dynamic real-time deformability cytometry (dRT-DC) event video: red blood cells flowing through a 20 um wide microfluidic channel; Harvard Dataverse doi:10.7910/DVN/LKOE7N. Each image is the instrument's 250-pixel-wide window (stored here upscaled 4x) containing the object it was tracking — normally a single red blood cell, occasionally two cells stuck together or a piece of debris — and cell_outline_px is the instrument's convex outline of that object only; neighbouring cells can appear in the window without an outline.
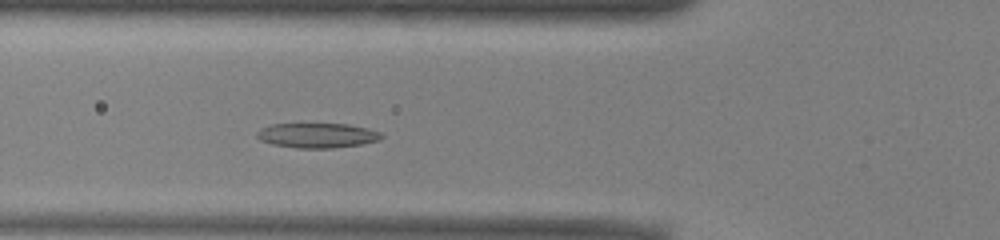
{"species": "common noctule bat (a hibernating species)", "species_latin": "Nyctalus noctula", "temperature_condition": "warm", "stored_images_in_passage": 35, "camera_frame_rate_fps": 3000, "um_per_image_px": 0.085, "animal": {"sex": "male", "body_mass_g": 13.0, "forearm_length_mm": 53.1}, "frame": {"image": 1, "passage_image": 11, "time_ms": 3.333, "image_size_px": [1000, 240], "cell_outline_px": [[384, 136], [380, 140], [360, 144], [332, 148], [296, 148], [272, 144], [260, 140], [256, 136], [256, 132], [260, 128], [272, 124], [348, 124], [368, 128], [380, 132]], "centroid_in_image_um": [26.95, 11.51], "position_along_channel_um": 98.8, "area_um2": 18.03}}
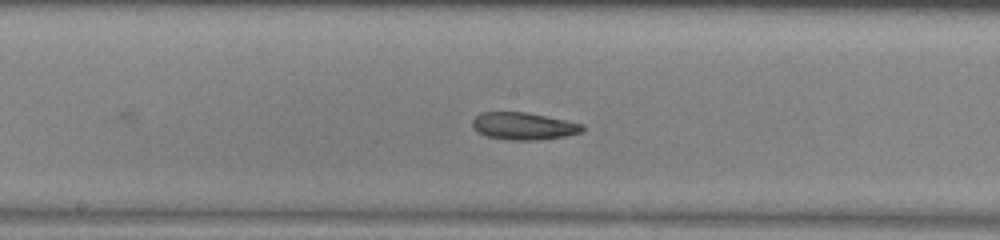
{"frame": {"image": 2, "passage_image": 19, "time_ms": 6.0, "image_size_px": [1000, 240], "cell_outline_px": [[584, 128], [580, 132], [564, 136], [540, 140], [512, 140], [488, 136], [476, 132], [472, 128], [472, 120], [480, 112], [528, 112], [584, 124]], "centroid_in_image_um": [44.47, 10.71], "position_along_channel_um": 203.7, "area_um2": 17.51}}
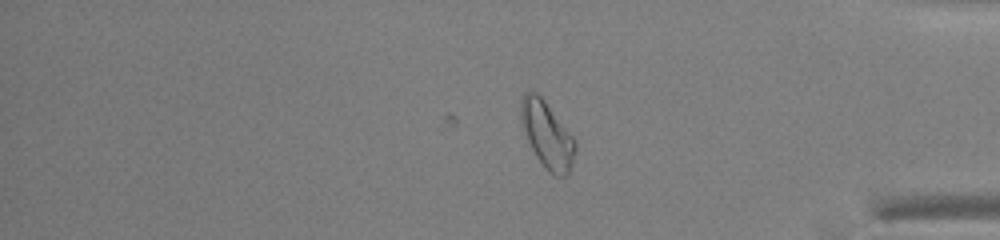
{"frame": {"image": 3, "passage_image": 35, "time_ms": 11.333, "image_size_px": [1000, 240], "cell_outline_px": [[576, 148], [568, 176], [556, 176], [548, 172], [544, 168], [536, 156], [528, 140], [520, 120], [520, 96], [524, 92], [532, 88], [544, 100], [576, 140]], "centroid_in_image_um": [46.48, 11.43], "position_along_channel_um": 388.7, "area_um2": 21.21}, "authors_computed_cell_mechanics": {"area_um2": 17.7446, "velocity_mm_per_s": 3.9306, "shape_relaxation_time_tau1_ms": null, "shape_relaxation_time_tau2_ms": 4.8202, "deformation_change_tau1": null, "deformation_change_tau2": 0.1369}}